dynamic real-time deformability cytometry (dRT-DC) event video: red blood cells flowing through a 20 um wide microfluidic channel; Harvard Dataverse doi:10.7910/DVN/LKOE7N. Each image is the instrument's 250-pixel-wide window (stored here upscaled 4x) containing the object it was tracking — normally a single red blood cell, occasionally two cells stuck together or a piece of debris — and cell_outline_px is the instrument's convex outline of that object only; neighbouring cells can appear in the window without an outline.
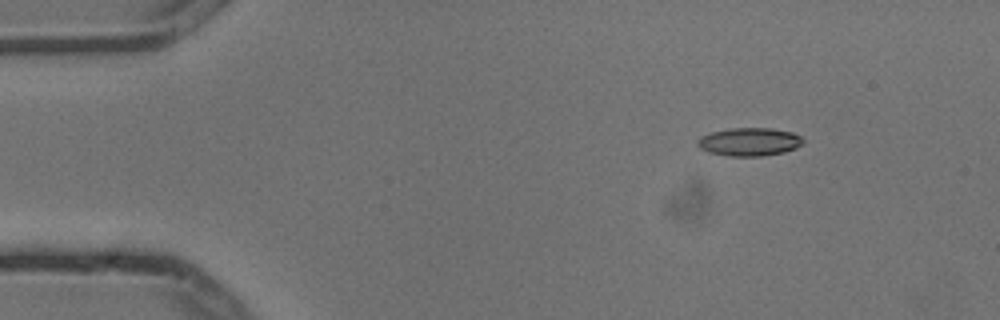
{"species": "common noctule bat (a hibernating species)", "species_latin": "Nyctalus noctula", "temperature_condition": "cold", "stored_images_in_passage": 3, "camera_frame_rate_fps": 3000, "um_per_image_px": 0.085, "animal": {"sex": "male", "body_mass_g": 13.3}, "frame": {"image": 1, "passage_image": 1, "time_ms": 0.0, "image_size_px": [1000, 320], "cell_outline_px": [[804, 144], [796, 148], [784, 152], [760, 156], [732, 156], [708, 152], [700, 148], [696, 144], [696, 140], [700, 136], [712, 132], [732, 128], [772, 128], [792, 132], [800, 136], [804, 140]], "centroid_in_image_um": [63.7, 12.05], "position_along_channel_um": 21.3, "area_um2": 17.4}}